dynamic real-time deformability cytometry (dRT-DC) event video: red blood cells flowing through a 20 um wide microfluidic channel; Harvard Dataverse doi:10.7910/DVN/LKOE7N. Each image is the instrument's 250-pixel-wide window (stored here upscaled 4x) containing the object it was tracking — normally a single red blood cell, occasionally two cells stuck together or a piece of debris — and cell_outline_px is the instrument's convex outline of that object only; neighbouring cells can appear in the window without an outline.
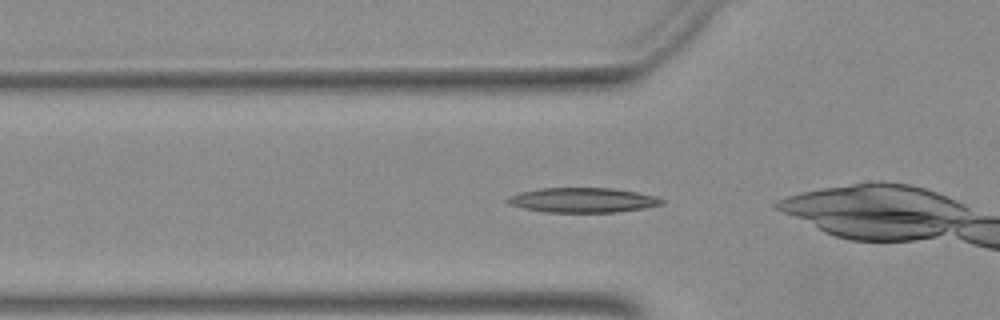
{"species": "Egyptian fruit bat (a non-hibernating species)", "species_latin": "Rousettus aegyptiacus", "temperature_condition": "warm", "stored_images_in_passage": 32, "camera_frame_rate_fps": 3000, "um_per_image_px": 0.085, "animal": {"sex": "female"}, "frame": {"image": 1, "passage_image": 7, "time_ms": 2.0, "image_size_px": [1000, 320], "cell_outline_px": [[664, 204], [644, 208], [616, 212], [544, 212], [524, 208], [508, 204], [504, 200], [508, 196], [520, 192], [540, 188], [612, 188], [636, 192], [656, 196], [664, 200]], "centroid_in_image_um": [49.51, 17.01], "position_along_channel_um": 76.3, "area_um2": 22.31}}
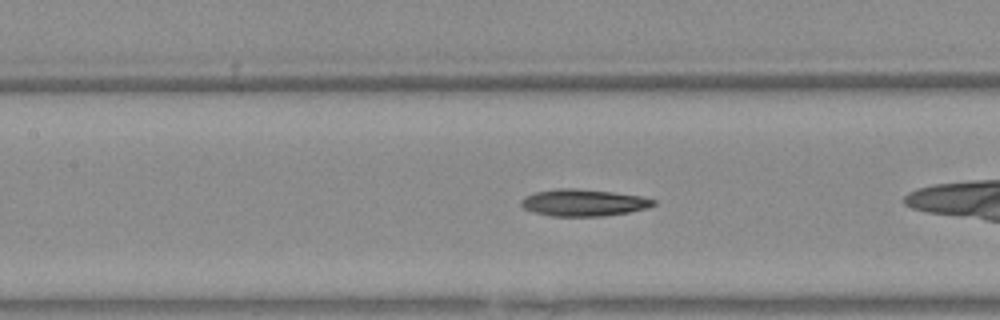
{"frame": {"image": 2, "passage_image": 13, "time_ms": 4.0, "image_size_px": [1000, 320], "cell_outline_px": [[656, 204], [648, 208], [628, 212], [604, 216], [552, 216], [532, 212], [524, 208], [520, 204], [520, 200], [536, 192], [560, 188], [572, 188], [612, 192], [640, 196], [656, 200]], "centroid_in_image_um": [49.61, 17.23], "position_along_channel_um": 157.8, "area_um2": 20.58}}
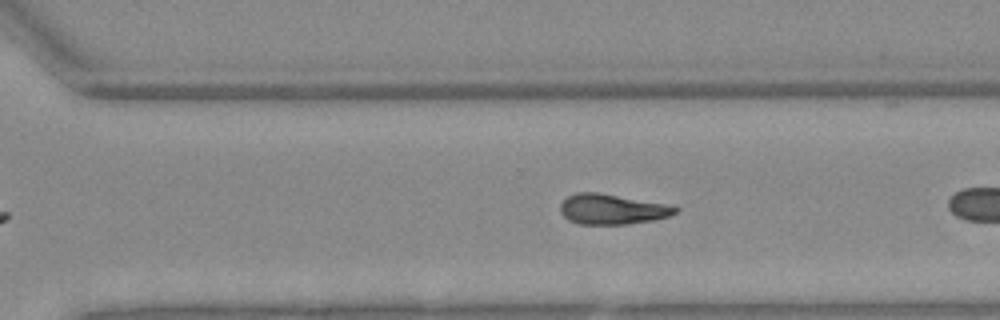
{"frame": {"image": 3, "passage_image": 25, "time_ms": 8.0, "image_size_px": [1000, 320], "cell_outline_px": [[680, 208], [676, 212], [668, 216], [652, 220], [628, 224], [580, 224], [568, 220], [560, 212], [560, 204], [568, 196], [576, 192], [600, 192], [672, 204]], "centroid_in_image_um": [52.05, 17.76], "position_along_channel_um": 318.5, "area_um2": 20.58}}